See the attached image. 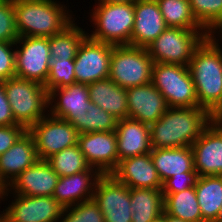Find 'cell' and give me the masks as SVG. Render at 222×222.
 <instances>
[{"mask_svg":"<svg viewBox=\"0 0 222 222\" xmlns=\"http://www.w3.org/2000/svg\"><path fill=\"white\" fill-rule=\"evenodd\" d=\"M214 117L202 107H168L150 124L152 148L191 147Z\"/></svg>","mask_w":222,"mask_h":222,"instance_id":"1","label":"cell"},{"mask_svg":"<svg viewBox=\"0 0 222 222\" xmlns=\"http://www.w3.org/2000/svg\"><path fill=\"white\" fill-rule=\"evenodd\" d=\"M208 35L195 50L188 68L195 85L198 107L213 117L222 109V48Z\"/></svg>","mask_w":222,"mask_h":222,"instance_id":"2","label":"cell"},{"mask_svg":"<svg viewBox=\"0 0 222 222\" xmlns=\"http://www.w3.org/2000/svg\"><path fill=\"white\" fill-rule=\"evenodd\" d=\"M14 9L20 37H51L75 22L69 9L55 0H14Z\"/></svg>","mask_w":222,"mask_h":222,"instance_id":"3","label":"cell"},{"mask_svg":"<svg viewBox=\"0 0 222 222\" xmlns=\"http://www.w3.org/2000/svg\"><path fill=\"white\" fill-rule=\"evenodd\" d=\"M92 10L89 20L95 25V31L88 36L113 46L131 45V33L134 27L133 3H103L99 0Z\"/></svg>","mask_w":222,"mask_h":222,"instance_id":"4","label":"cell"},{"mask_svg":"<svg viewBox=\"0 0 222 222\" xmlns=\"http://www.w3.org/2000/svg\"><path fill=\"white\" fill-rule=\"evenodd\" d=\"M3 82L7 100L17 124L28 130L46 116L49 97L44 85L16 76Z\"/></svg>","mask_w":222,"mask_h":222,"instance_id":"5","label":"cell"},{"mask_svg":"<svg viewBox=\"0 0 222 222\" xmlns=\"http://www.w3.org/2000/svg\"><path fill=\"white\" fill-rule=\"evenodd\" d=\"M208 35L204 29L167 27L146 49L154 63L188 66L195 50Z\"/></svg>","mask_w":222,"mask_h":222,"instance_id":"6","label":"cell"},{"mask_svg":"<svg viewBox=\"0 0 222 222\" xmlns=\"http://www.w3.org/2000/svg\"><path fill=\"white\" fill-rule=\"evenodd\" d=\"M153 64L146 48L113 46L109 79L125 89L148 84L152 81Z\"/></svg>","mask_w":222,"mask_h":222,"instance_id":"7","label":"cell"},{"mask_svg":"<svg viewBox=\"0 0 222 222\" xmlns=\"http://www.w3.org/2000/svg\"><path fill=\"white\" fill-rule=\"evenodd\" d=\"M151 82L164 96L168 107L198 106L195 85L188 66L154 63Z\"/></svg>","mask_w":222,"mask_h":222,"instance_id":"8","label":"cell"},{"mask_svg":"<svg viewBox=\"0 0 222 222\" xmlns=\"http://www.w3.org/2000/svg\"><path fill=\"white\" fill-rule=\"evenodd\" d=\"M28 132L33 136L40 160H46L53 154L78 144V130L70 122L51 116L48 112Z\"/></svg>","mask_w":222,"mask_h":222,"instance_id":"9","label":"cell"},{"mask_svg":"<svg viewBox=\"0 0 222 222\" xmlns=\"http://www.w3.org/2000/svg\"><path fill=\"white\" fill-rule=\"evenodd\" d=\"M15 46V76L45 85L51 62L49 38L19 37Z\"/></svg>","mask_w":222,"mask_h":222,"instance_id":"10","label":"cell"},{"mask_svg":"<svg viewBox=\"0 0 222 222\" xmlns=\"http://www.w3.org/2000/svg\"><path fill=\"white\" fill-rule=\"evenodd\" d=\"M113 45L91 39L81 42L74 59L76 83L91 84L109 78Z\"/></svg>","mask_w":222,"mask_h":222,"instance_id":"11","label":"cell"},{"mask_svg":"<svg viewBox=\"0 0 222 222\" xmlns=\"http://www.w3.org/2000/svg\"><path fill=\"white\" fill-rule=\"evenodd\" d=\"M14 200L0 216L6 222H58L63 207L53 196L13 194Z\"/></svg>","mask_w":222,"mask_h":222,"instance_id":"12","label":"cell"},{"mask_svg":"<svg viewBox=\"0 0 222 222\" xmlns=\"http://www.w3.org/2000/svg\"><path fill=\"white\" fill-rule=\"evenodd\" d=\"M93 199L99 205L105 222H132L130 188L111 174L98 179Z\"/></svg>","mask_w":222,"mask_h":222,"instance_id":"13","label":"cell"},{"mask_svg":"<svg viewBox=\"0 0 222 222\" xmlns=\"http://www.w3.org/2000/svg\"><path fill=\"white\" fill-rule=\"evenodd\" d=\"M78 146L88 164L102 175L111 174L118 166L115 131L79 134Z\"/></svg>","mask_w":222,"mask_h":222,"instance_id":"14","label":"cell"},{"mask_svg":"<svg viewBox=\"0 0 222 222\" xmlns=\"http://www.w3.org/2000/svg\"><path fill=\"white\" fill-rule=\"evenodd\" d=\"M191 148L197 176L222 175V122L213 119Z\"/></svg>","mask_w":222,"mask_h":222,"instance_id":"15","label":"cell"},{"mask_svg":"<svg viewBox=\"0 0 222 222\" xmlns=\"http://www.w3.org/2000/svg\"><path fill=\"white\" fill-rule=\"evenodd\" d=\"M58 180L59 176L47 161L39 159L14 178L6 188L0 190V199H5L12 189L13 194L52 196Z\"/></svg>","mask_w":222,"mask_h":222,"instance_id":"16","label":"cell"},{"mask_svg":"<svg viewBox=\"0 0 222 222\" xmlns=\"http://www.w3.org/2000/svg\"><path fill=\"white\" fill-rule=\"evenodd\" d=\"M128 118L145 124L158 121L168 109L164 96L152 82L126 89Z\"/></svg>","mask_w":222,"mask_h":222,"instance_id":"17","label":"cell"},{"mask_svg":"<svg viewBox=\"0 0 222 222\" xmlns=\"http://www.w3.org/2000/svg\"><path fill=\"white\" fill-rule=\"evenodd\" d=\"M48 97L49 114L68 122L86 114L91 103L88 84L82 83L55 88L48 93Z\"/></svg>","mask_w":222,"mask_h":222,"instance_id":"18","label":"cell"},{"mask_svg":"<svg viewBox=\"0 0 222 222\" xmlns=\"http://www.w3.org/2000/svg\"><path fill=\"white\" fill-rule=\"evenodd\" d=\"M111 175L129 188H144L162 190L151 154H142L119 161Z\"/></svg>","mask_w":222,"mask_h":222,"instance_id":"19","label":"cell"},{"mask_svg":"<svg viewBox=\"0 0 222 222\" xmlns=\"http://www.w3.org/2000/svg\"><path fill=\"white\" fill-rule=\"evenodd\" d=\"M134 27L131 46L147 48L168 26L156 0L134 2Z\"/></svg>","mask_w":222,"mask_h":222,"instance_id":"20","label":"cell"},{"mask_svg":"<svg viewBox=\"0 0 222 222\" xmlns=\"http://www.w3.org/2000/svg\"><path fill=\"white\" fill-rule=\"evenodd\" d=\"M38 160L33 136L27 130L0 156V190Z\"/></svg>","mask_w":222,"mask_h":222,"instance_id":"21","label":"cell"},{"mask_svg":"<svg viewBox=\"0 0 222 222\" xmlns=\"http://www.w3.org/2000/svg\"><path fill=\"white\" fill-rule=\"evenodd\" d=\"M102 174L98 170H86L70 176L59 177L53 197L63 207L93 199L95 185Z\"/></svg>","mask_w":222,"mask_h":222,"instance_id":"22","label":"cell"},{"mask_svg":"<svg viewBox=\"0 0 222 222\" xmlns=\"http://www.w3.org/2000/svg\"><path fill=\"white\" fill-rule=\"evenodd\" d=\"M117 152L119 161L150 153V126L140 121L124 118L117 121Z\"/></svg>","mask_w":222,"mask_h":222,"instance_id":"23","label":"cell"},{"mask_svg":"<svg viewBox=\"0 0 222 222\" xmlns=\"http://www.w3.org/2000/svg\"><path fill=\"white\" fill-rule=\"evenodd\" d=\"M150 154L162 183L174 175L178 176L183 175L185 172H196L191 147L152 148Z\"/></svg>","mask_w":222,"mask_h":222,"instance_id":"24","label":"cell"},{"mask_svg":"<svg viewBox=\"0 0 222 222\" xmlns=\"http://www.w3.org/2000/svg\"><path fill=\"white\" fill-rule=\"evenodd\" d=\"M90 101L119 119L128 118L126 89L106 78L88 84Z\"/></svg>","mask_w":222,"mask_h":222,"instance_id":"25","label":"cell"},{"mask_svg":"<svg viewBox=\"0 0 222 222\" xmlns=\"http://www.w3.org/2000/svg\"><path fill=\"white\" fill-rule=\"evenodd\" d=\"M194 188L202 222H217L222 208V175L198 176Z\"/></svg>","mask_w":222,"mask_h":222,"instance_id":"26","label":"cell"},{"mask_svg":"<svg viewBox=\"0 0 222 222\" xmlns=\"http://www.w3.org/2000/svg\"><path fill=\"white\" fill-rule=\"evenodd\" d=\"M132 222H150L164 212L162 190L130 188Z\"/></svg>","mask_w":222,"mask_h":222,"instance_id":"27","label":"cell"},{"mask_svg":"<svg viewBox=\"0 0 222 222\" xmlns=\"http://www.w3.org/2000/svg\"><path fill=\"white\" fill-rule=\"evenodd\" d=\"M164 212L185 222H202L194 186L178 193H163Z\"/></svg>","mask_w":222,"mask_h":222,"instance_id":"28","label":"cell"},{"mask_svg":"<svg viewBox=\"0 0 222 222\" xmlns=\"http://www.w3.org/2000/svg\"><path fill=\"white\" fill-rule=\"evenodd\" d=\"M76 23H72L63 32L49 38L50 58L75 59L83 39L89 34Z\"/></svg>","mask_w":222,"mask_h":222,"instance_id":"29","label":"cell"},{"mask_svg":"<svg viewBox=\"0 0 222 222\" xmlns=\"http://www.w3.org/2000/svg\"><path fill=\"white\" fill-rule=\"evenodd\" d=\"M46 161L59 177L70 176L86 170H97L88 164L78 144L53 154Z\"/></svg>","mask_w":222,"mask_h":222,"instance_id":"30","label":"cell"},{"mask_svg":"<svg viewBox=\"0 0 222 222\" xmlns=\"http://www.w3.org/2000/svg\"><path fill=\"white\" fill-rule=\"evenodd\" d=\"M168 27L203 29L193 17L188 0H156Z\"/></svg>","mask_w":222,"mask_h":222,"instance_id":"31","label":"cell"},{"mask_svg":"<svg viewBox=\"0 0 222 222\" xmlns=\"http://www.w3.org/2000/svg\"><path fill=\"white\" fill-rule=\"evenodd\" d=\"M188 1L193 17L208 34L215 35L222 30V0Z\"/></svg>","mask_w":222,"mask_h":222,"instance_id":"32","label":"cell"},{"mask_svg":"<svg viewBox=\"0 0 222 222\" xmlns=\"http://www.w3.org/2000/svg\"><path fill=\"white\" fill-rule=\"evenodd\" d=\"M118 119L91 102L87 112L80 118H74L70 123L79 134L103 131H115Z\"/></svg>","mask_w":222,"mask_h":222,"instance_id":"33","label":"cell"},{"mask_svg":"<svg viewBox=\"0 0 222 222\" xmlns=\"http://www.w3.org/2000/svg\"><path fill=\"white\" fill-rule=\"evenodd\" d=\"M50 69L44 87L48 93L67 85L75 84L74 59H50Z\"/></svg>","mask_w":222,"mask_h":222,"instance_id":"34","label":"cell"},{"mask_svg":"<svg viewBox=\"0 0 222 222\" xmlns=\"http://www.w3.org/2000/svg\"><path fill=\"white\" fill-rule=\"evenodd\" d=\"M58 222H105L99 205L94 199L64 208Z\"/></svg>","mask_w":222,"mask_h":222,"instance_id":"35","label":"cell"},{"mask_svg":"<svg viewBox=\"0 0 222 222\" xmlns=\"http://www.w3.org/2000/svg\"><path fill=\"white\" fill-rule=\"evenodd\" d=\"M19 37L14 0H0V41L15 43Z\"/></svg>","mask_w":222,"mask_h":222,"instance_id":"36","label":"cell"},{"mask_svg":"<svg viewBox=\"0 0 222 222\" xmlns=\"http://www.w3.org/2000/svg\"><path fill=\"white\" fill-rule=\"evenodd\" d=\"M15 43L0 41V81L15 77ZM14 49H13V48Z\"/></svg>","mask_w":222,"mask_h":222,"instance_id":"37","label":"cell"},{"mask_svg":"<svg viewBox=\"0 0 222 222\" xmlns=\"http://www.w3.org/2000/svg\"><path fill=\"white\" fill-rule=\"evenodd\" d=\"M196 172H185L183 175H174L162 183V193H178L195 186Z\"/></svg>","mask_w":222,"mask_h":222,"instance_id":"38","label":"cell"},{"mask_svg":"<svg viewBox=\"0 0 222 222\" xmlns=\"http://www.w3.org/2000/svg\"><path fill=\"white\" fill-rule=\"evenodd\" d=\"M26 131L27 129L20 124L0 126V156Z\"/></svg>","mask_w":222,"mask_h":222,"instance_id":"39","label":"cell"},{"mask_svg":"<svg viewBox=\"0 0 222 222\" xmlns=\"http://www.w3.org/2000/svg\"><path fill=\"white\" fill-rule=\"evenodd\" d=\"M10 104L4 89V82L0 81V126L15 125Z\"/></svg>","mask_w":222,"mask_h":222,"instance_id":"40","label":"cell"},{"mask_svg":"<svg viewBox=\"0 0 222 222\" xmlns=\"http://www.w3.org/2000/svg\"><path fill=\"white\" fill-rule=\"evenodd\" d=\"M103 3H133L136 0H99Z\"/></svg>","mask_w":222,"mask_h":222,"instance_id":"41","label":"cell"},{"mask_svg":"<svg viewBox=\"0 0 222 222\" xmlns=\"http://www.w3.org/2000/svg\"><path fill=\"white\" fill-rule=\"evenodd\" d=\"M150 222H167V214L165 212H163L161 215H159L158 217L154 218Z\"/></svg>","mask_w":222,"mask_h":222,"instance_id":"42","label":"cell"},{"mask_svg":"<svg viewBox=\"0 0 222 222\" xmlns=\"http://www.w3.org/2000/svg\"><path fill=\"white\" fill-rule=\"evenodd\" d=\"M167 222H185V221L181 220L180 218L167 214Z\"/></svg>","mask_w":222,"mask_h":222,"instance_id":"43","label":"cell"},{"mask_svg":"<svg viewBox=\"0 0 222 222\" xmlns=\"http://www.w3.org/2000/svg\"><path fill=\"white\" fill-rule=\"evenodd\" d=\"M216 121L222 122V109L214 116Z\"/></svg>","mask_w":222,"mask_h":222,"instance_id":"44","label":"cell"},{"mask_svg":"<svg viewBox=\"0 0 222 222\" xmlns=\"http://www.w3.org/2000/svg\"><path fill=\"white\" fill-rule=\"evenodd\" d=\"M217 222H222V208H221V211H220L219 218H218Z\"/></svg>","mask_w":222,"mask_h":222,"instance_id":"45","label":"cell"},{"mask_svg":"<svg viewBox=\"0 0 222 222\" xmlns=\"http://www.w3.org/2000/svg\"><path fill=\"white\" fill-rule=\"evenodd\" d=\"M0 222H6V221L0 216Z\"/></svg>","mask_w":222,"mask_h":222,"instance_id":"46","label":"cell"},{"mask_svg":"<svg viewBox=\"0 0 222 222\" xmlns=\"http://www.w3.org/2000/svg\"><path fill=\"white\" fill-rule=\"evenodd\" d=\"M222 30H221V32L219 33L220 35H218L219 36V38H221L222 39Z\"/></svg>","mask_w":222,"mask_h":222,"instance_id":"47","label":"cell"}]
</instances>
